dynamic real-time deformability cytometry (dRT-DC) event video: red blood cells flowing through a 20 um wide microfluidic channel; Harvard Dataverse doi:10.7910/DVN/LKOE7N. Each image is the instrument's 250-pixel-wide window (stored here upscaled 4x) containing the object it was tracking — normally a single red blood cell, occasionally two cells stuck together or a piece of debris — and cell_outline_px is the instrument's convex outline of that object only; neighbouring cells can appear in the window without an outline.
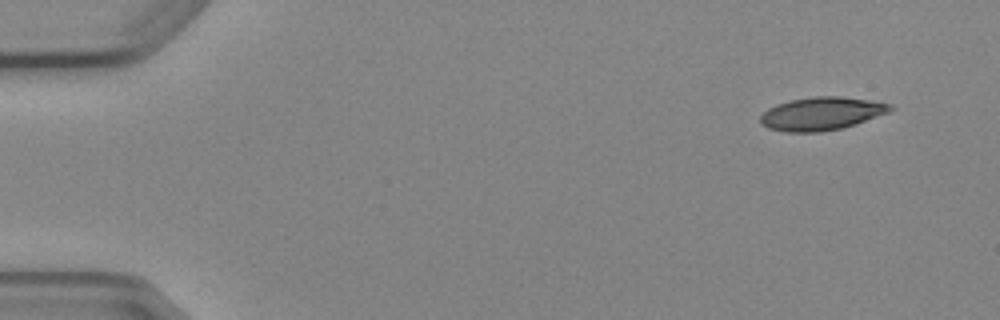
{"species": "Egyptian fruit bat (a non-hibernating species)", "species_latin": "Rousettus aegyptiacus", "temperature_condition": "cold", "stored_images_in_passage": 5, "camera_frame_rate_fps": 3000, "um_per_image_px": 0.085, "animal": {"sex": "female"}, "frame": {"image": 1, "passage_image": 1, "time_ms": 0.0, "image_size_px": [1000, 320], "cell_outline_px": [[896, 108], [888, 112], [856, 124], [840, 128], [820, 132], [788, 132], [768, 128], [760, 124], [760, 116], [768, 108], [776, 104], [792, 100], [812, 96], [840, 96], [868, 100], [892, 104]], "centroid_in_image_um": [69.82, 9.65], "position_along_channel_um": 15.2, "area_um2": 25.03}}
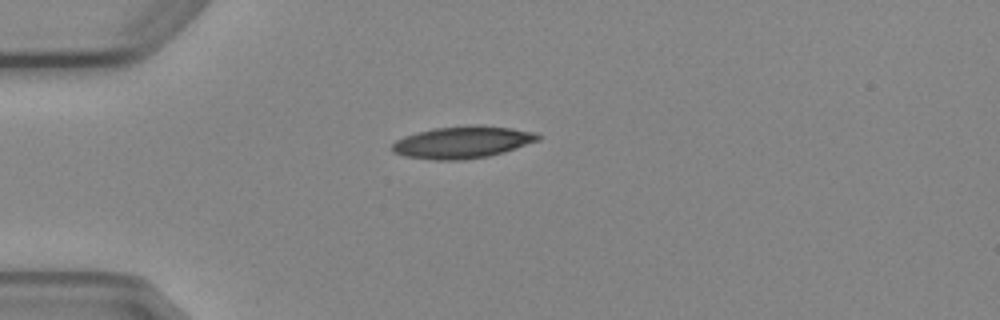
{"frame": {"image": 2, "passage_image": 4, "time_ms": 3.333, "image_size_px": [1000, 320], "cell_outline_px": [[540, 140], [504, 152], [488, 156], [464, 160], [432, 160], [404, 156], [392, 152], [392, 144], [396, 140], [404, 136], [436, 128], [472, 124], [480, 124], [512, 128], [536, 132], [540, 136]], "centroid_in_image_um": [39.33, 12.09], "position_along_channel_um": 45.7, "area_um2": 27.4}}